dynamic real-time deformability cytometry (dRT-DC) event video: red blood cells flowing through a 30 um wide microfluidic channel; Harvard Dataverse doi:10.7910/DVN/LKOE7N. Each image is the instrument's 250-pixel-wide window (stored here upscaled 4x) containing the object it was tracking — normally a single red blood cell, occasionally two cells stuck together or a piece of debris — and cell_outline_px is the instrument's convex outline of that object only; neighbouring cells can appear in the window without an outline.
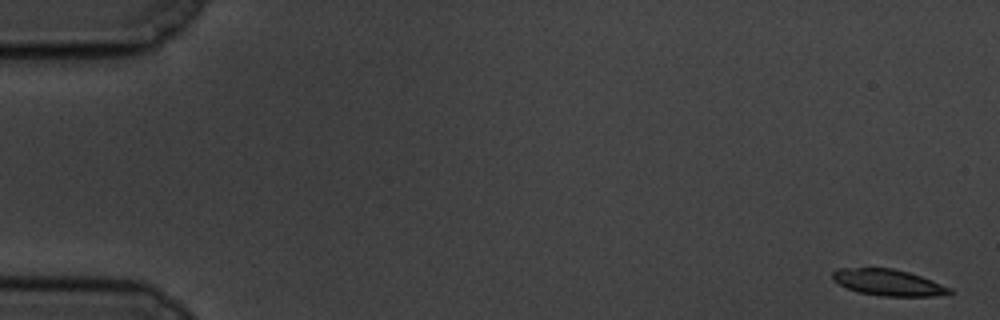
{"species": "common noctule bat (a hibernating species)", "species_latin": "Nyctalus noctula", "temperature_condition": "cold", "stored_images_in_passage": 58, "camera_frame_rate_fps": 3000, "um_per_image_px": 0.085, "animal": {"sex": "male", "body_mass_g": 19.5, "forearm_length_mm": 54.6}, "frame": {"image": 1, "passage_image": 1, "time_ms": 0.0, "image_size_px": [1000, 320], "cell_outline_px": [[956, 292], [932, 296], [880, 296], [860, 292], [848, 288], [832, 280], [832, 272], [836, 268], [892, 268], [908, 272], [932, 280], [952, 288]], "centroid_in_image_um": [75.51, 24.01], "position_along_channel_um": 9.5, "area_um2": 17.92}}
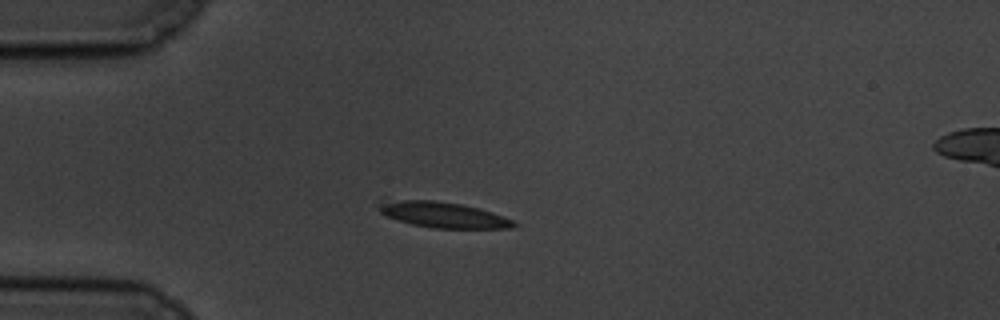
{"frame": {"image": 2, "passage_image": 15, "time_ms": 4.667, "image_size_px": [1000, 320], "cell_outline_px": [[520, 224], [512, 228], [432, 228], [412, 224], [384, 216], [380, 212], [380, 208], [384, 204], [404, 200], [432, 200], [460, 204], [492, 212], [512, 220]], "centroid_in_image_um": [37.76, 18.29], "position_along_channel_um": 47.2, "area_um2": 19.59}}
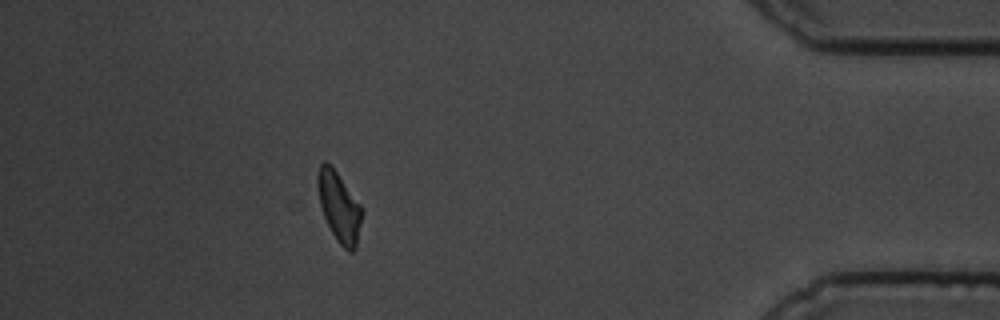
{"frame": {"image": 3, "passage_image": 52, "time_ms": 17.0, "image_size_px": [1000, 320], "cell_outline_px": [[360, 220], [356, 248], [352, 252], [348, 252], [336, 240], [324, 216], [320, 204], [316, 184], [316, 176], [320, 164], [324, 160], [336, 172], [360, 204]], "centroid_in_image_um": [28.78, 17.58], "position_along_channel_um": 406.4, "area_um2": 17.46}}